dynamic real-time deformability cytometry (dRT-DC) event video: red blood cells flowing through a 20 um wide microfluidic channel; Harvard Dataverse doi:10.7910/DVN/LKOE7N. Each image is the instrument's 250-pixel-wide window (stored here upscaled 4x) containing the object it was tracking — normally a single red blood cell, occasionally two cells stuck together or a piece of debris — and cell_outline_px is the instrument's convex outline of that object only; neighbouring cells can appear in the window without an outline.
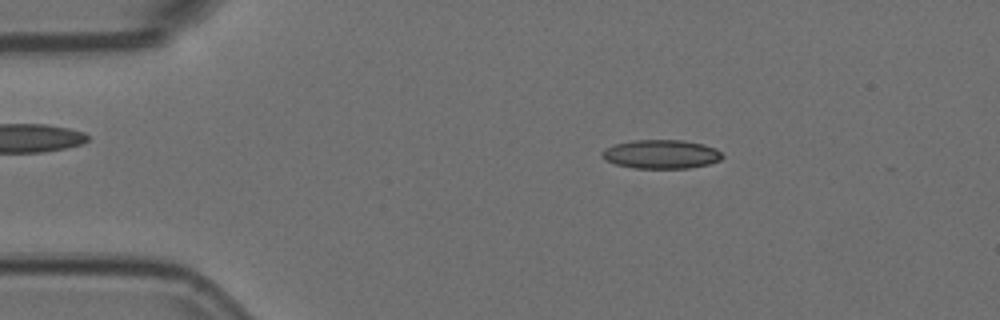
{"species": "Egyptian fruit bat (a non-hibernating species)", "species_latin": "Rousettus aegyptiacus", "temperature_condition": "room temperature", "stored_images_in_passage": 53, "camera_frame_rate_fps": 3000, "um_per_image_px": 0.085, "animal": {"sex": "female"}, "frame": {"image": 1, "passage_image": 8, "time_ms": 2.333, "image_size_px": [1000, 320], "cell_outline_px": [[724, 156], [720, 160], [708, 164], [688, 168], [632, 168], [616, 164], [604, 160], [600, 152], [616, 144], [636, 140], [684, 140], [704, 144], [716, 148]], "centroid_in_image_um": [56.22, 13.11], "position_along_channel_um": 28.8, "area_um2": 20.17}}
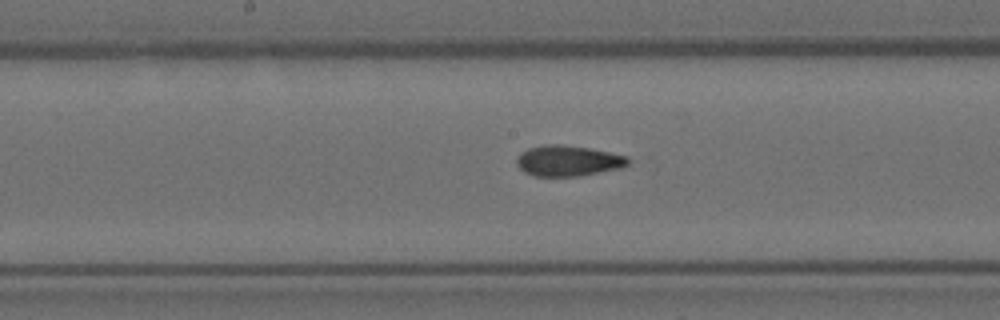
{"frame": {"image": 2, "passage_image": 26, "time_ms": 8.333, "image_size_px": [1000, 320], "cell_outline_px": [[628, 164], [620, 168], [580, 176], [536, 176], [524, 172], [516, 164], [516, 160], [520, 152], [528, 148], [544, 144], [560, 144], [588, 148], [628, 156]], "centroid_in_image_um": [48.25, 13.66], "position_along_channel_um": 200.0, "area_um2": 19.88}}
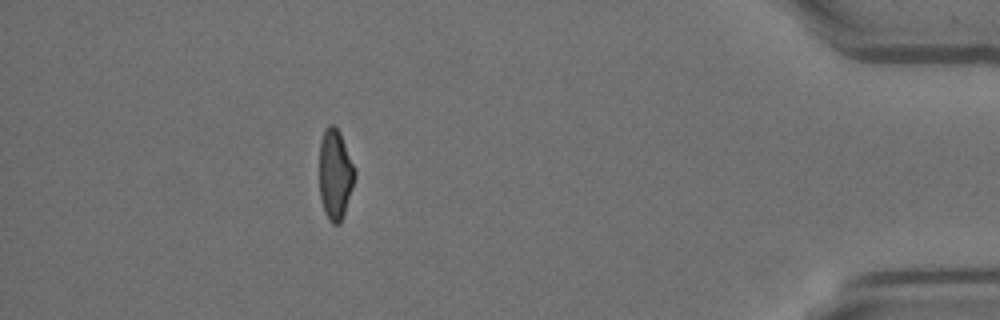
{"frame": {"image": 3, "passage_image": 47, "time_ms": 15.333, "image_size_px": [1000, 320], "cell_outline_px": [[356, 176], [340, 224], [332, 224], [328, 220], [324, 212], [320, 200], [320, 140], [324, 128], [328, 124], [336, 124], [340, 132], [356, 168]], "centroid_in_image_um": [28.49, 14.78], "position_along_channel_um": 406.7, "area_um2": 18.96}, "authors_computed_cell_mechanics": {"area_um2": 19.5364, "velocity_mm_per_s": 3.7279, "shape_relaxation_time_tau1_ms": null, "shape_relaxation_time_tau2_ms": 2.5907, "deformation_change_tau1": null, "deformation_change_tau2": 0.1014}}